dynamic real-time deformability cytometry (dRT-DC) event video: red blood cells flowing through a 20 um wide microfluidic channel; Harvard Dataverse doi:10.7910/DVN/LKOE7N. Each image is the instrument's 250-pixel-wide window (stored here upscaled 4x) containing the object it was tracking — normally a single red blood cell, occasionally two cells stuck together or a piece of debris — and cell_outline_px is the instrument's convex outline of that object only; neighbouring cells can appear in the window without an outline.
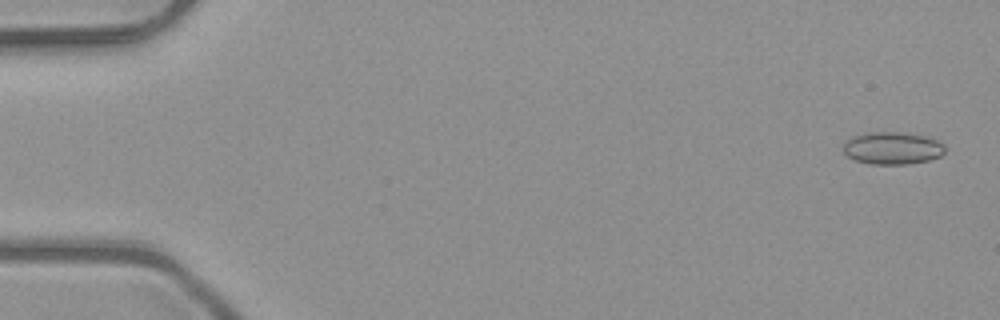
{"species": "common noctule bat (a hibernating species)", "species_latin": "Nyctalus noctula", "temperature_condition": "room temperature", "stored_images_in_passage": 4, "camera_frame_rate_fps": 3000, "um_per_image_px": 0.085, "animal": {"sex": "male", "body_mass_g": 23.1, "forearm_length_mm": 52.7}, "frame": {"image": 1, "passage_image": 1, "time_ms": 0.0, "image_size_px": [1000, 320], "cell_outline_px": [[944, 152], [940, 156], [928, 160], [908, 164], [868, 164], [856, 160], [848, 156], [844, 152], [844, 144], [852, 136], [868, 132], [900, 132], [924, 136], [936, 140], [944, 144]], "centroid_in_image_um": [75.85, 12.59], "position_along_channel_um": 9.2, "area_um2": 19.07}}